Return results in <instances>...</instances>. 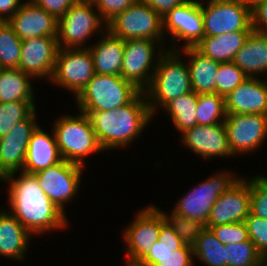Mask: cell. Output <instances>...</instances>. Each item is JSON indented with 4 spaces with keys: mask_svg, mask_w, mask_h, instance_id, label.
<instances>
[{
    "mask_svg": "<svg viewBox=\"0 0 267 266\" xmlns=\"http://www.w3.org/2000/svg\"><path fill=\"white\" fill-rule=\"evenodd\" d=\"M11 173L1 181L9 183L8 211L32 235L64 229L68 225L63 213L43 192L36 177L22 171Z\"/></svg>",
    "mask_w": 267,
    "mask_h": 266,
    "instance_id": "cell-1",
    "label": "cell"
},
{
    "mask_svg": "<svg viewBox=\"0 0 267 266\" xmlns=\"http://www.w3.org/2000/svg\"><path fill=\"white\" fill-rule=\"evenodd\" d=\"M87 114L103 150L128 146L153 118L141 91L130 103L110 111H81Z\"/></svg>",
    "mask_w": 267,
    "mask_h": 266,
    "instance_id": "cell-2",
    "label": "cell"
},
{
    "mask_svg": "<svg viewBox=\"0 0 267 266\" xmlns=\"http://www.w3.org/2000/svg\"><path fill=\"white\" fill-rule=\"evenodd\" d=\"M176 47L162 53L151 82L143 91L153 117L158 105L163 108L171 100L193 91L188 65L181 60Z\"/></svg>",
    "mask_w": 267,
    "mask_h": 266,
    "instance_id": "cell-3",
    "label": "cell"
},
{
    "mask_svg": "<svg viewBox=\"0 0 267 266\" xmlns=\"http://www.w3.org/2000/svg\"><path fill=\"white\" fill-rule=\"evenodd\" d=\"M79 113L75 117L60 116L52 129L62 158L84 166L86 156L104 150L99 144L90 117L81 111Z\"/></svg>",
    "mask_w": 267,
    "mask_h": 266,
    "instance_id": "cell-4",
    "label": "cell"
},
{
    "mask_svg": "<svg viewBox=\"0 0 267 266\" xmlns=\"http://www.w3.org/2000/svg\"><path fill=\"white\" fill-rule=\"evenodd\" d=\"M140 92L120 75L95 73L75 100L79 111H110L130 103Z\"/></svg>",
    "mask_w": 267,
    "mask_h": 266,
    "instance_id": "cell-5",
    "label": "cell"
},
{
    "mask_svg": "<svg viewBox=\"0 0 267 266\" xmlns=\"http://www.w3.org/2000/svg\"><path fill=\"white\" fill-rule=\"evenodd\" d=\"M93 7L95 8L92 1L78 0L58 19L57 45L59 48H82V46L86 48V40H89L93 33L97 31L105 33L107 24L103 23L105 21ZM101 25H105L103 29H99L103 27Z\"/></svg>",
    "mask_w": 267,
    "mask_h": 266,
    "instance_id": "cell-6",
    "label": "cell"
},
{
    "mask_svg": "<svg viewBox=\"0 0 267 266\" xmlns=\"http://www.w3.org/2000/svg\"><path fill=\"white\" fill-rule=\"evenodd\" d=\"M107 30L124 41L152 39L164 41L162 17L150 6L137 1L107 23Z\"/></svg>",
    "mask_w": 267,
    "mask_h": 266,
    "instance_id": "cell-7",
    "label": "cell"
},
{
    "mask_svg": "<svg viewBox=\"0 0 267 266\" xmlns=\"http://www.w3.org/2000/svg\"><path fill=\"white\" fill-rule=\"evenodd\" d=\"M239 179L230 172H219L198 184L177 202L174 212L206 226L212 206Z\"/></svg>",
    "mask_w": 267,
    "mask_h": 266,
    "instance_id": "cell-8",
    "label": "cell"
},
{
    "mask_svg": "<svg viewBox=\"0 0 267 266\" xmlns=\"http://www.w3.org/2000/svg\"><path fill=\"white\" fill-rule=\"evenodd\" d=\"M156 43H159L158 47ZM162 44L161 41L152 39L126 40L120 76L144 91L149 86L158 59L165 50Z\"/></svg>",
    "mask_w": 267,
    "mask_h": 266,
    "instance_id": "cell-9",
    "label": "cell"
},
{
    "mask_svg": "<svg viewBox=\"0 0 267 266\" xmlns=\"http://www.w3.org/2000/svg\"><path fill=\"white\" fill-rule=\"evenodd\" d=\"M95 75L93 58L86 48H59L50 81L72 91L75 98Z\"/></svg>",
    "mask_w": 267,
    "mask_h": 266,
    "instance_id": "cell-10",
    "label": "cell"
},
{
    "mask_svg": "<svg viewBox=\"0 0 267 266\" xmlns=\"http://www.w3.org/2000/svg\"><path fill=\"white\" fill-rule=\"evenodd\" d=\"M204 36H217L225 33L253 30L251 5L241 0H225L201 4Z\"/></svg>",
    "mask_w": 267,
    "mask_h": 266,
    "instance_id": "cell-11",
    "label": "cell"
},
{
    "mask_svg": "<svg viewBox=\"0 0 267 266\" xmlns=\"http://www.w3.org/2000/svg\"><path fill=\"white\" fill-rule=\"evenodd\" d=\"M150 205L135 216L131 225L123 233L126 242V262L142 261L150 252L151 246L158 241L161 226L166 222L164 212Z\"/></svg>",
    "mask_w": 267,
    "mask_h": 266,
    "instance_id": "cell-12",
    "label": "cell"
},
{
    "mask_svg": "<svg viewBox=\"0 0 267 266\" xmlns=\"http://www.w3.org/2000/svg\"><path fill=\"white\" fill-rule=\"evenodd\" d=\"M70 161L61 162L33 174L43 192L65 213L64 204L71 202L79 190L82 168Z\"/></svg>",
    "mask_w": 267,
    "mask_h": 266,
    "instance_id": "cell-13",
    "label": "cell"
},
{
    "mask_svg": "<svg viewBox=\"0 0 267 266\" xmlns=\"http://www.w3.org/2000/svg\"><path fill=\"white\" fill-rule=\"evenodd\" d=\"M224 125L233 156L254 152L267 138L265 114H228Z\"/></svg>",
    "mask_w": 267,
    "mask_h": 266,
    "instance_id": "cell-14",
    "label": "cell"
},
{
    "mask_svg": "<svg viewBox=\"0 0 267 266\" xmlns=\"http://www.w3.org/2000/svg\"><path fill=\"white\" fill-rule=\"evenodd\" d=\"M163 31L172 35L173 44L185 40L181 48L195 47L204 37V24L201 4L187 0L182 5L170 10L164 17Z\"/></svg>",
    "mask_w": 267,
    "mask_h": 266,
    "instance_id": "cell-15",
    "label": "cell"
},
{
    "mask_svg": "<svg viewBox=\"0 0 267 266\" xmlns=\"http://www.w3.org/2000/svg\"><path fill=\"white\" fill-rule=\"evenodd\" d=\"M36 110L25 120L18 122L11 131L0 138V180L23 170L28 143L38 126Z\"/></svg>",
    "mask_w": 267,
    "mask_h": 266,
    "instance_id": "cell-16",
    "label": "cell"
},
{
    "mask_svg": "<svg viewBox=\"0 0 267 266\" xmlns=\"http://www.w3.org/2000/svg\"><path fill=\"white\" fill-rule=\"evenodd\" d=\"M58 49L57 36L24 39L18 69L33 78L51 79Z\"/></svg>",
    "mask_w": 267,
    "mask_h": 266,
    "instance_id": "cell-17",
    "label": "cell"
},
{
    "mask_svg": "<svg viewBox=\"0 0 267 266\" xmlns=\"http://www.w3.org/2000/svg\"><path fill=\"white\" fill-rule=\"evenodd\" d=\"M250 213L249 180L239 178L212 206L206 226L244 222Z\"/></svg>",
    "mask_w": 267,
    "mask_h": 266,
    "instance_id": "cell-18",
    "label": "cell"
},
{
    "mask_svg": "<svg viewBox=\"0 0 267 266\" xmlns=\"http://www.w3.org/2000/svg\"><path fill=\"white\" fill-rule=\"evenodd\" d=\"M182 144L204 159L214 156H233L228 144L227 132L224 123L215 125H195L185 130Z\"/></svg>",
    "mask_w": 267,
    "mask_h": 266,
    "instance_id": "cell-19",
    "label": "cell"
},
{
    "mask_svg": "<svg viewBox=\"0 0 267 266\" xmlns=\"http://www.w3.org/2000/svg\"><path fill=\"white\" fill-rule=\"evenodd\" d=\"M22 39L57 36L58 19L31 0L23 2L17 12L7 21Z\"/></svg>",
    "mask_w": 267,
    "mask_h": 266,
    "instance_id": "cell-20",
    "label": "cell"
},
{
    "mask_svg": "<svg viewBox=\"0 0 267 266\" xmlns=\"http://www.w3.org/2000/svg\"><path fill=\"white\" fill-rule=\"evenodd\" d=\"M226 114L267 115V79L248 77L225 97Z\"/></svg>",
    "mask_w": 267,
    "mask_h": 266,
    "instance_id": "cell-21",
    "label": "cell"
},
{
    "mask_svg": "<svg viewBox=\"0 0 267 266\" xmlns=\"http://www.w3.org/2000/svg\"><path fill=\"white\" fill-rule=\"evenodd\" d=\"M62 160L53 130L50 136L38 125L31 134L22 172L35 174Z\"/></svg>",
    "mask_w": 267,
    "mask_h": 266,
    "instance_id": "cell-22",
    "label": "cell"
},
{
    "mask_svg": "<svg viewBox=\"0 0 267 266\" xmlns=\"http://www.w3.org/2000/svg\"><path fill=\"white\" fill-rule=\"evenodd\" d=\"M100 34L102 38L88 47L93 58L94 71L101 75H120L125 41L108 30Z\"/></svg>",
    "mask_w": 267,
    "mask_h": 266,
    "instance_id": "cell-23",
    "label": "cell"
},
{
    "mask_svg": "<svg viewBox=\"0 0 267 266\" xmlns=\"http://www.w3.org/2000/svg\"><path fill=\"white\" fill-rule=\"evenodd\" d=\"M233 62L247 77L258 78L262 73L267 74V32L252 31Z\"/></svg>",
    "mask_w": 267,
    "mask_h": 266,
    "instance_id": "cell-24",
    "label": "cell"
},
{
    "mask_svg": "<svg viewBox=\"0 0 267 266\" xmlns=\"http://www.w3.org/2000/svg\"><path fill=\"white\" fill-rule=\"evenodd\" d=\"M31 234L8 211L0 212V256L25 260Z\"/></svg>",
    "mask_w": 267,
    "mask_h": 266,
    "instance_id": "cell-25",
    "label": "cell"
},
{
    "mask_svg": "<svg viewBox=\"0 0 267 266\" xmlns=\"http://www.w3.org/2000/svg\"><path fill=\"white\" fill-rule=\"evenodd\" d=\"M184 55L190 57L187 64L190 72L192 90L196 94L216 93V75L219 62L205 56L196 47L182 48Z\"/></svg>",
    "mask_w": 267,
    "mask_h": 266,
    "instance_id": "cell-26",
    "label": "cell"
},
{
    "mask_svg": "<svg viewBox=\"0 0 267 266\" xmlns=\"http://www.w3.org/2000/svg\"><path fill=\"white\" fill-rule=\"evenodd\" d=\"M252 31L240 30L223 35L204 36L195 47L219 63L231 62Z\"/></svg>",
    "mask_w": 267,
    "mask_h": 266,
    "instance_id": "cell-27",
    "label": "cell"
},
{
    "mask_svg": "<svg viewBox=\"0 0 267 266\" xmlns=\"http://www.w3.org/2000/svg\"><path fill=\"white\" fill-rule=\"evenodd\" d=\"M31 75L18 68H0V103L35 102Z\"/></svg>",
    "mask_w": 267,
    "mask_h": 266,
    "instance_id": "cell-28",
    "label": "cell"
},
{
    "mask_svg": "<svg viewBox=\"0 0 267 266\" xmlns=\"http://www.w3.org/2000/svg\"><path fill=\"white\" fill-rule=\"evenodd\" d=\"M197 102L198 94L192 91L171 100L162 109L170 115L176 129L183 133L197 125Z\"/></svg>",
    "mask_w": 267,
    "mask_h": 266,
    "instance_id": "cell-29",
    "label": "cell"
},
{
    "mask_svg": "<svg viewBox=\"0 0 267 266\" xmlns=\"http://www.w3.org/2000/svg\"><path fill=\"white\" fill-rule=\"evenodd\" d=\"M193 253L194 258L207 266H226V245L222 244L209 228L205 227L197 237Z\"/></svg>",
    "mask_w": 267,
    "mask_h": 266,
    "instance_id": "cell-30",
    "label": "cell"
},
{
    "mask_svg": "<svg viewBox=\"0 0 267 266\" xmlns=\"http://www.w3.org/2000/svg\"><path fill=\"white\" fill-rule=\"evenodd\" d=\"M225 97L217 93L198 94L197 125H215L226 120Z\"/></svg>",
    "mask_w": 267,
    "mask_h": 266,
    "instance_id": "cell-31",
    "label": "cell"
},
{
    "mask_svg": "<svg viewBox=\"0 0 267 266\" xmlns=\"http://www.w3.org/2000/svg\"><path fill=\"white\" fill-rule=\"evenodd\" d=\"M22 39L7 21H0V67L18 68Z\"/></svg>",
    "mask_w": 267,
    "mask_h": 266,
    "instance_id": "cell-32",
    "label": "cell"
},
{
    "mask_svg": "<svg viewBox=\"0 0 267 266\" xmlns=\"http://www.w3.org/2000/svg\"><path fill=\"white\" fill-rule=\"evenodd\" d=\"M265 262L250 239L226 245V266H264Z\"/></svg>",
    "mask_w": 267,
    "mask_h": 266,
    "instance_id": "cell-33",
    "label": "cell"
},
{
    "mask_svg": "<svg viewBox=\"0 0 267 266\" xmlns=\"http://www.w3.org/2000/svg\"><path fill=\"white\" fill-rule=\"evenodd\" d=\"M35 110L34 102L0 103V138L7 135L18 122L28 118Z\"/></svg>",
    "mask_w": 267,
    "mask_h": 266,
    "instance_id": "cell-34",
    "label": "cell"
},
{
    "mask_svg": "<svg viewBox=\"0 0 267 266\" xmlns=\"http://www.w3.org/2000/svg\"><path fill=\"white\" fill-rule=\"evenodd\" d=\"M184 243L178 237L174 229L165 222L161 226L158 241H156L150 248L149 254L142 260V262L155 265L159 259L166 256L172 251L180 249Z\"/></svg>",
    "mask_w": 267,
    "mask_h": 266,
    "instance_id": "cell-35",
    "label": "cell"
},
{
    "mask_svg": "<svg viewBox=\"0 0 267 266\" xmlns=\"http://www.w3.org/2000/svg\"><path fill=\"white\" fill-rule=\"evenodd\" d=\"M164 212L166 222L174 229L178 237L182 240L185 245L194 246L197 240V237L205 229V225L190 219L186 218L183 215H180L174 211L169 215Z\"/></svg>",
    "mask_w": 267,
    "mask_h": 266,
    "instance_id": "cell-36",
    "label": "cell"
},
{
    "mask_svg": "<svg viewBox=\"0 0 267 266\" xmlns=\"http://www.w3.org/2000/svg\"><path fill=\"white\" fill-rule=\"evenodd\" d=\"M247 78L246 74L233 61L219 63L216 75V93L226 97Z\"/></svg>",
    "mask_w": 267,
    "mask_h": 266,
    "instance_id": "cell-37",
    "label": "cell"
},
{
    "mask_svg": "<svg viewBox=\"0 0 267 266\" xmlns=\"http://www.w3.org/2000/svg\"><path fill=\"white\" fill-rule=\"evenodd\" d=\"M250 184V213L267 220V178L252 177Z\"/></svg>",
    "mask_w": 267,
    "mask_h": 266,
    "instance_id": "cell-38",
    "label": "cell"
},
{
    "mask_svg": "<svg viewBox=\"0 0 267 266\" xmlns=\"http://www.w3.org/2000/svg\"><path fill=\"white\" fill-rule=\"evenodd\" d=\"M244 222L249 239L254 243L259 254L267 261V220L249 213Z\"/></svg>",
    "mask_w": 267,
    "mask_h": 266,
    "instance_id": "cell-39",
    "label": "cell"
},
{
    "mask_svg": "<svg viewBox=\"0 0 267 266\" xmlns=\"http://www.w3.org/2000/svg\"><path fill=\"white\" fill-rule=\"evenodd\" d=\"M205 227L209 228L215 237L224 245L241 243L249 240L245 222Z\"/></svg>",
    "mask_w": 267,
    "mask_h": 266,
    "instance_id": "cell-40",
    "label": "cell"
},
{
    "mask_svg": "<svg viewBox=\"0 0 267 266\" xmlns=\"http://www.w3.org/2000/svg\"><path fill=\"white\" fill-rule=\"evenodd\" d=\"M101 18L107 24L117 14L127 9L138 0H91Z\"/></svg>",
    "mask_w": 267,
    "mask_h": 266,
    "instance_id": "cell-41",
    "label": "cell"
},
{
    "mask_svg": "<svg viewBox=\"0 0 267 266\" xmlns=\"http://www.w3.org/2000/svg\"><path fill=\"white\" fill-rule=\"evenodd\" d=\"M193 256V247L184 244L180 249L160 258L155 266H194Z\"/></svg>",
    "mask_w": 267,
    "mask_h": 266,
    "instance_id": "cell-42",
    "label": "cell"
},
{
    "mask_svg": "<svg viewBox=\"0 0 267 266\" xmlns=\"http://www.w3.org/2000/svg\"><path fill=\"white\" fill-rule=\"evenodd\" d=\"M38 7L43 8L56 19L64 15L78 0H31Z\"/></svg>",
    "mask_w": 267,
    "mask_h": 266,
    "instance_id": "cell-43",
    "label": "cell"
},
{
    "mask_svg": "<svg viewBox=\"0 0 267 266\" xmlns=\"http://www.w3.org/2000/svg\"><path fill=\"white\" fill-rule=\"evenodd\" d=\"M252 28L255 32H267V0H257L251 5Z\"/></svg>",
    "mask_w": 267,
    "mask_h": 266,
    "instance_id": "cell-44",
    "label": "cell"
},
{
    "mask_svg": "<svg viewBox=\"0 0 267 266\" xmlns=\"http://www.w3.org/2000/svg\"><path fill=\"white\" fill-rule=\"evenodd\" d=\"M155 10L164 17L173 8L182 5L187 0H138Z\"/></svg>",
    "mask_w": 267,
    "mask_h": 266,
    "instance_id": "cell-45",
    "label": "cell"
},
{
    "mask_svg": "<svg viewBox=\"0 0 267 266\" xmlns=\"http://www.w3.org/2000/svg\"><path fill=\"white\" fill-rule=\"evenodd\" d=\"M22 4L21 0H0V21H8Z\"/></svg>",
    "mask_w": 267,
    "mask_h": 266,
    "instance_id": "cell-46",
    "label": "cell"
},
{
    "mask_svg": "<svg viewBox=\"0 0 267 266\" xmlns=\"http://www.w3.org/2000/svg\"><path fill=\"white\" fill-rule=\"evenodd\" d=\"M127 266H155V265H150V264H147V263H144L142 261H131V262H127L126 263Z\"/></svg>",
    "mask_w": 267,
    "mask_h": 266,
    "instance_id": "cell-47",
    "label": "cell"
},
{
    "mask_svg": "<svg viewBox=\"0 0 267 266\" xmlns=\"http://www.w3.org/2000/svg\"><path fill=\"white\" fill-rule=\"evenodd\" d=\"M197 3H199V4H203L204 5V1L205 0H201V1H197V0H195ZM220 1H225V0H208V1H206V2H208V3H211V2H220Z\"/></svg>",
    "mask_w": 267,
    "mask_h": 266,
    "instance_id": "cell-48",
    "label": "cell"
},
{
    "mask_svg": "<svg viewBox=\"0 0 267 266\" xmlns=\"http://www.w3.org/2000/svg\"><path fill=\"white\" fill-rule=\"evenodd\" d=\"M241 1H243V2H245V3H248V4H250V5H252L255 1H257V0H241Z\"/></svg>",
    "mask_w": 267,
    "mask_h": 266,
    "instance_id": "cell-49",
    "label": "cell"
}]
</instances>
